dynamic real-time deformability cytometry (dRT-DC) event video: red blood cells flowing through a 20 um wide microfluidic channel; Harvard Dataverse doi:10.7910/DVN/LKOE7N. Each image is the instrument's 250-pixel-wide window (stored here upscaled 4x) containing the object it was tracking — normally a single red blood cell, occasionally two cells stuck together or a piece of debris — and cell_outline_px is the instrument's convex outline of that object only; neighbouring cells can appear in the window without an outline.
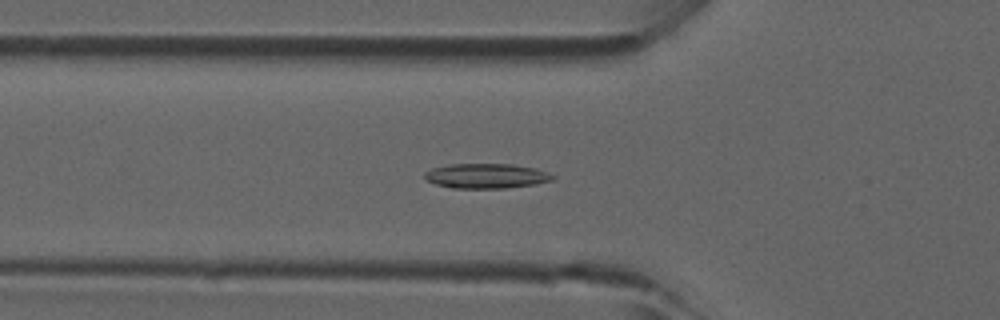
{"species": "common noctule bat (a hibernating species)", "species_latin": "Nyctalus noctula", "temperature_condition": "room temperature", "stored_images_in_passage": 49, "camera_frame_rate_fps": 3000, "um_per_image_px": 0.085, "animal": {"sex": "male", "forearm_length_mm": 52.5}, "frame": {"image": 1, "passage_image": 17, "time_ms": 5.333, "image_size_px": [1000, 320], "cell_outline_px": [[556, 176], [552, 180], [536, 184], [504, 188], [452, 188], [436, 184], [424, 180], [424, 172], [432, 168], [448, 164], [512, 164], [536, 168], [548, 172]], "centroid_in_image_um": [41.32, 14.95], "position_along_channel_um": 84.5, "area_um2": 18.67}}
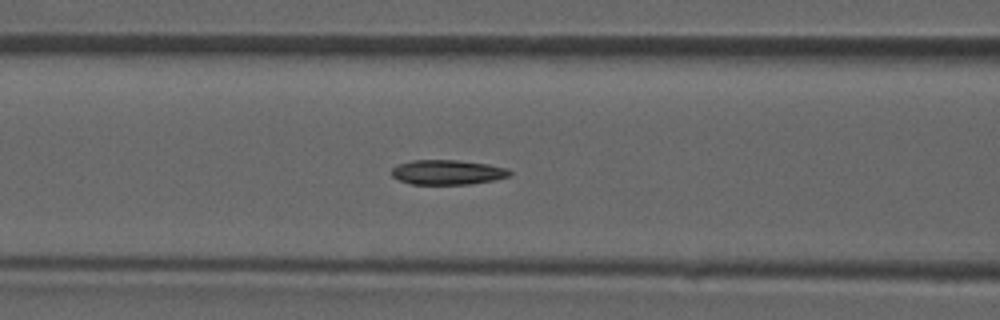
{"frame": {"image": 2, "passage_image": 20, "time_ms": 6.333, "image_size_px": [1000, 320], "cell_outline_px": [[512, 172], [508, 176], [492, 180], [472, 184], [412, 184], [400, 180], [392, 176], [392, 168], [396, 164], [412, 160], [460, 160], [488, 164], [508, 168]], "centroid_in_image_um": [38.03, 14.63], "position_along_channel_um": 128.6, "area_um2": 17.05}}
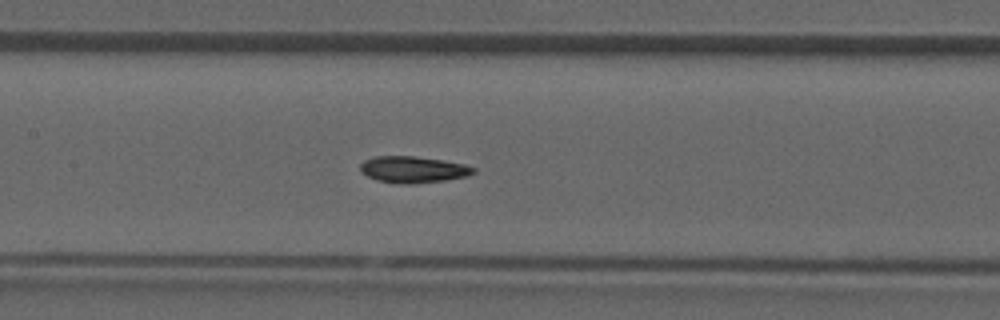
{"frame": {"image": 3, "passage_image": 23, "time_ms": 7.333, "image_size_px": [1000, 320], "cell_outline_px": [[476, 172], [468, 176], [444, 180], [412, 184], [404, 184], [376, 180], [360, 172], [360, 164], [364, 160], [376, 156], [412, 156], [444, 160], [464, 164], [476, 168]], "centroid_in_image_um": [35.12, 14.4], "position_along_channel_um": 172.3, "area_um2": 17.51}}